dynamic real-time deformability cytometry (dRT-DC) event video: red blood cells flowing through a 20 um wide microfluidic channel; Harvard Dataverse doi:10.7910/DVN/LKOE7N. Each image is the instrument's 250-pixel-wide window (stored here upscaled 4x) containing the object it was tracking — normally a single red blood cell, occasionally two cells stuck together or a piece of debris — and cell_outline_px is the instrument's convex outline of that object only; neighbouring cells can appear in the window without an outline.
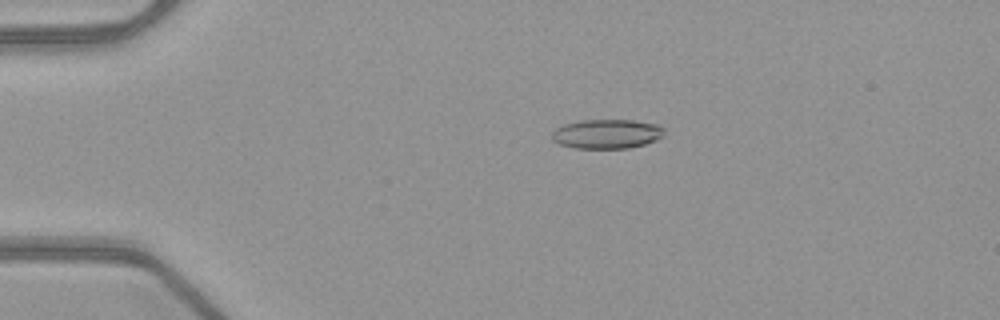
{"species": "common noctule bat (a hibernating species)", "species_latin": "Nyctalus noctula", "temperature_condition": "warm", "stored_images_in_passage": 53, "camera_frame_rate_fps": 3000, "um_per_image_px": 0.085, "animal": {"sex": "female", "body_mass_g": 21.9}, "frame": {"image": 1, "passage_image": 12, "time_ms": 3.667, "image_size_px": [1000, 320], "cell_outline_px": [[664, 136], [656, 140], [644, 144], [628, 148], [576, 148], [560, 144], [552, 140], [552, 132], [556, 128], [564, 124], [580, 120], [632, 120], [660, 124], [664, 128]], "centroid_in_image_um": [51.61, 11.37], "position_along_channel_um": 33.4, "area_um2": 19.31}}
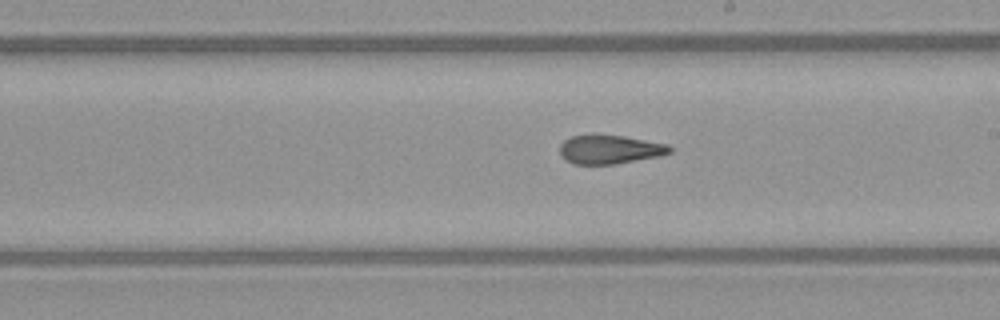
{"frame": {"image": 2, "passage_image": 31, "time_ms": 10.0, "image_size_px": [1000, 320], "cell_outline_px": [[672, 152], [660, 156], [616, 164], [572, 164], [564, 160], [560, 156], [560, 144], [564, 140], [572, 136], [592, 132], [624, 136], [668, 144], [672, 148]], "centroid_in_image_um": [51.79, 12.68], "position_along_channel_um": 237.2, "area_um2": 19.13}}
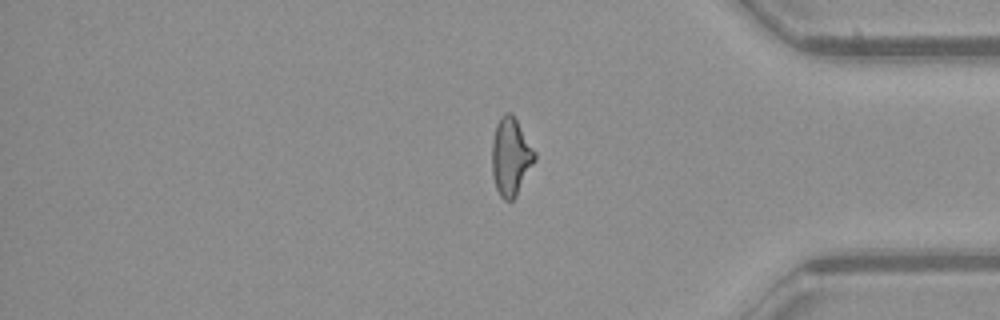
{"frame": {"image": 3, "passage_image": 44, "time_ms": 14.333, "image_size_px": [1000, 320], "cell_outline_px": [[536, 160], [516, 196], [512, 200], [504, 200], [500, 196], [496, 188], [492, 176], [492, 140], [496, 124], [500, 116], [504, 112], [512, 112], [536, 152]], "centroid_in_image_um": [43.41, 13.3], "position_along_channel_um": 391.8, "area_um2": 19.59}, "authors_computed_cell_mechanics": {"area_um2": 19.4786, "velocity_mm_per_s": 4.0481, "shape_relaxation_time_tau1_ms": null, "shape_relaxation_time_tau2_ms": 2.054, "deformation_change_tau1": null, "deformation_change_tau2": 0.1162}}